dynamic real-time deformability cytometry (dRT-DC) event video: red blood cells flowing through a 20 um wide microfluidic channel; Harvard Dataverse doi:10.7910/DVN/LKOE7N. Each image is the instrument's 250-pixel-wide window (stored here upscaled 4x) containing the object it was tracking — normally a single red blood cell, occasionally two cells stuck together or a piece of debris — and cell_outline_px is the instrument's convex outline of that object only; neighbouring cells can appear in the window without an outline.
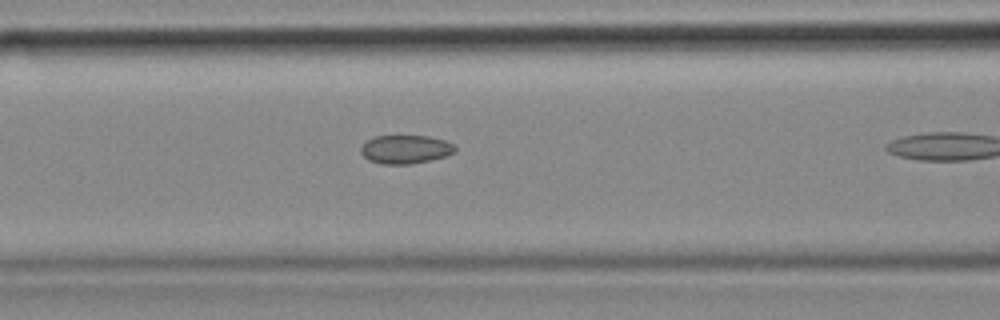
{"species": "common noctule bat (a hibernating species)", "species_latin": "Nyctalus noctula", "temperature_condition": "cold", "stored_images_in_passage": 15, "camera_frame_rate_fps": 3000, "um_per_image_px": 0.085, "animal": {"sex": "female", "body_mass_g": 18.4}, "frame": {"image": 1, "passage_image": 11, "time_ms": 3.333, "image_size_px": [1000, 320], "cell_outline_px": [[456, 152], [448, 156], [408, 164], [384, 164], [368, 160], [360, 152], [360, 148], [368, 140], [376, 136], [428, 136], [444, 140], [452, 144], [456, 148]], "centroid_in_image_um": [34.48, 12.69], "position_along_channel_um": 132.1, "area_um2": 15.55}}